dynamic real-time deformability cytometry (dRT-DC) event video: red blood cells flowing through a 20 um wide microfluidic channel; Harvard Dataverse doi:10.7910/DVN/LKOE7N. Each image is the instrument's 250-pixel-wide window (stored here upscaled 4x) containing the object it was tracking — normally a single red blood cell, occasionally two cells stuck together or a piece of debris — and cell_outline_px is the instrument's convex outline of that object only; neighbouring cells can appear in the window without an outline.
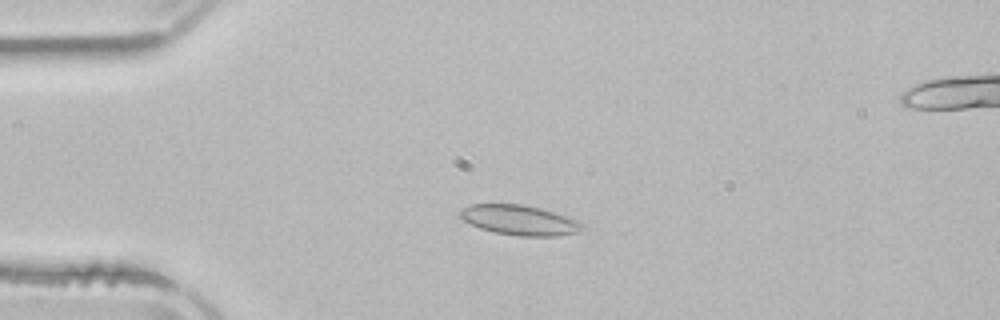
{"species": "common noctule bat (a hibernating species)", "species_latin": "Nyctalus noctula", "temperature_condition": "room temperature", "stored_images_in_passage": 2, "camera_frame_rate_fps": 3000, "um_per_image_px": 0.085, "animal": {"sex": "male", "body_mass_g": 21.5, "forearm_length_mm": 52.0}, "frame": {"image": 1, "passage_image": 1, "time_ms": 0.0, "image_size_px": [1000, 320], "cell_outline_px": [[584, 228], [580, 232], [556, 236], [520, 236], [492, 232], [480, 228], [464, 220], [460, 216], [460, 208], [472, 204], [520, 204], [540, 208], [580, 220], [584, 224]], "centroid_in_image_um": [44.19, 18.71], "position_along_channel_um": 40.8, "area_um2": 21.44}}